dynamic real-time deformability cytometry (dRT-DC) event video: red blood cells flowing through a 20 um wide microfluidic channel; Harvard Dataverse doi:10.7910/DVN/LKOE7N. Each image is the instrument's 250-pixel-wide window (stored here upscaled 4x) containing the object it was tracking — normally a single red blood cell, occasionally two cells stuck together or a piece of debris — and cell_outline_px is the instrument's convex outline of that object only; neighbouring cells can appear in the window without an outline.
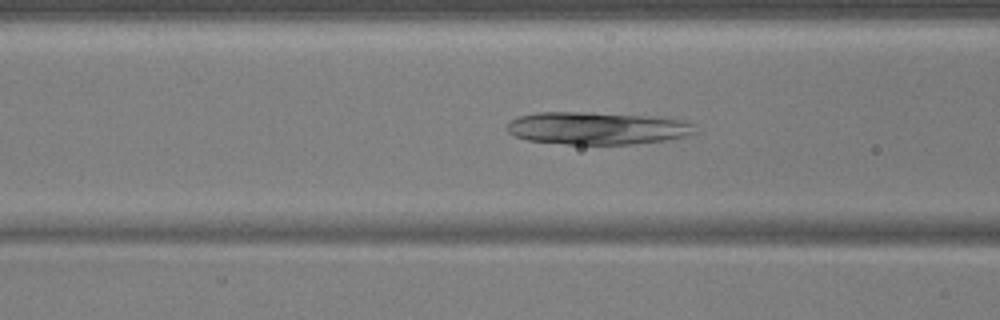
{"species": "common noctule bat (a hibernating species)", "species_latin": "Nyctalus noctula", "temperature_condition": "warm", "stored_images_in_passage": 50, "camera_frame_rate_fps": 3000, "um_per_image_px": 0.085, "animal": {"sex": "male", "body_mass_g": 17.9, "forearm_length_mm": 54.2}, "frame": {"image": 1, "passage_image": 20, "time_ms": 6.333, "image_size_px": [1000, 320], "cell_outline_px": [[700, 132], [684, 136], [664, 140], [632, 144], [568, 144], [528, 140], [516, 136], [508, 132], [508, 124], [516, 116], [536, 112], [588, 112], [648, 116], [684, 120], [692, 124]], "centroid_in_image_um": [50.76, 10.89], "position_along_channel_um": 115.8, "area_um2": 35.55}}
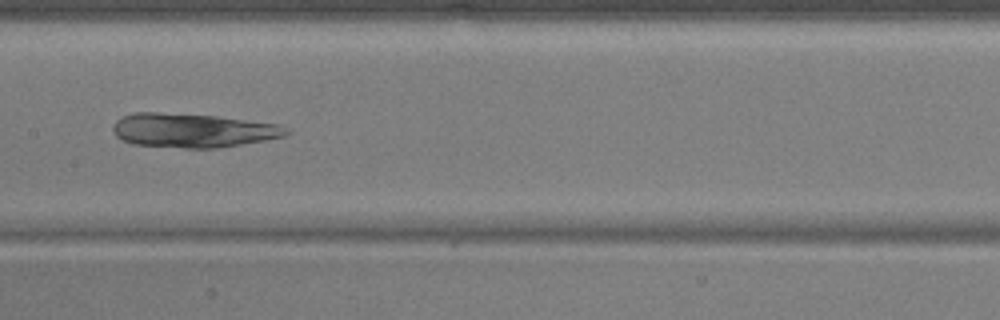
{"frame": {"image": 2, "passage_image": 26, "time_ms": 8.333, "image_size_px": [1000, 320], "cell_outline_px": [[292, 132], [284, 136], [264, 140], [216, 148], [184, 148], [132, 144], [116, 136], [112, 128], [116, 120], [124, 116], [136, 112], [160, 112], [216, 116], [280, 124]], "centroid_in_image_um": [16.39, 11.08], "position_along_channel_um": 191.0, "area_um2": 34.28}}
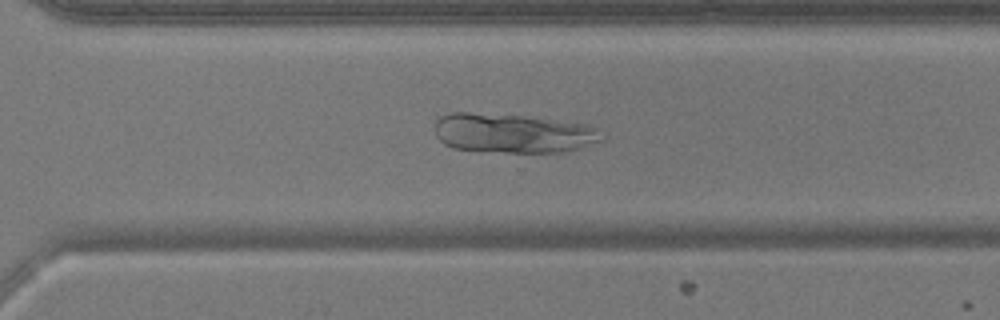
{"frame": {"image": 3, "passage_image": 37, "time_ms": 12.0, "image_size_px": [1000, 320], "cell_outline_px": [[604, 140], [576, 148], [560, 152], [504, 152], [452, 148], [444, 144], [436, 136], [436, 120], [440, 116], [452, 112], [468, 112], [524, 116], [588, 124], [600, 128]], "centroid_in_image_um": [43.61, 11.31], "position_along_channel_um": 327.0, "area_um2": 38.21}}